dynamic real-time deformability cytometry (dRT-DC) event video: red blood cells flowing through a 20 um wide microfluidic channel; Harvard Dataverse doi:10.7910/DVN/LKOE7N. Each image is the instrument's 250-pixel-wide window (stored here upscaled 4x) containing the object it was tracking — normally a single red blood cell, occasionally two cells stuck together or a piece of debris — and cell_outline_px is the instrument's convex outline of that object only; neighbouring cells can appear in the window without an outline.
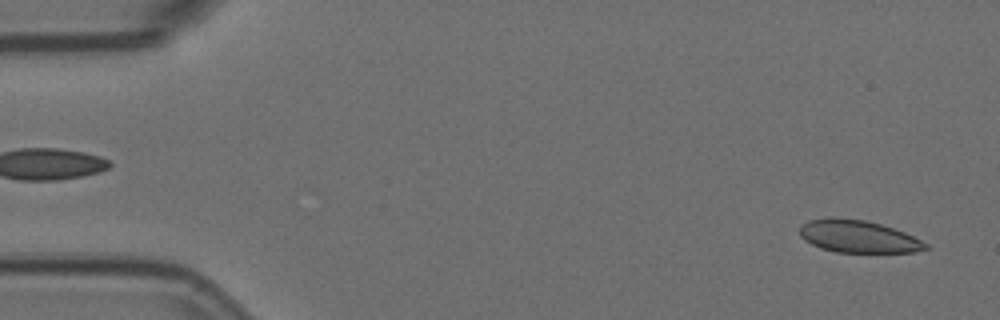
{"species": "Egyptian fruit bat (a non-hibernating species)", "species_latin": "Rousettus aegyptiacus", "temperature_condition": "room temperature", "stored_images_in_passage": 5, "segment_of_instrument_passage": [2, 2], "camera_frame_rate_fps": 3000, "um_per_image_px": 0.085, "animal": {"sex": "female"}, "frame": {"image": 1, "passage_image": 5, "time_ms": 1.333, "image_size_px": [1000, 320], "cell_outline_px": [[928, 248], [912, 252], [836, 252], [820, 248], [804, 240], [800, 236], [800, 224], [808, 220], [828, 216], [832, 216], [864, 220], [880, 224], [904, 232], [928, 244]], "centroid_in_image_um": [72.87, 20.08], "position_along_channel_um": 12.1, "area_um2": 23.81}}